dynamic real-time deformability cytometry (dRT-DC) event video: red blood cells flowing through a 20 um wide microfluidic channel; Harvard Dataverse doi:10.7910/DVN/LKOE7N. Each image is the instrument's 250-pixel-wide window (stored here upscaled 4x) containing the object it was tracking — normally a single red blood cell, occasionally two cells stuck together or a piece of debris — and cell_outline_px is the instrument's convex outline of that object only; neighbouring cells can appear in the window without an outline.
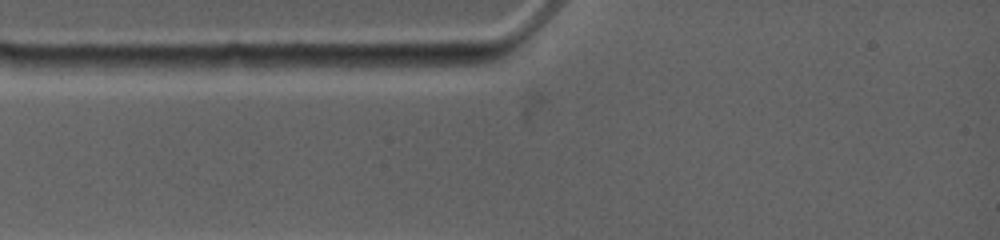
{"species": "common noctule bat (a hibernating species)", "species_latin": "Nyctalus noctula", "temperature_condition": "warm", "stored_images_in_passage": 6, "camera_frame_rate_fps": 4500, "um_per_image_px": 0.085, "animal": {"sex": "female", "body_mass_g": 19.0, "forearm_length_mm": 53.3}, "frame": {"image": 1, "passage_image": 2, "time_ms": 0.444, "image_size_px": [1000, 240], "cell_outline_px": [[408, 64], [392, 72], [320, 72], [284, 64], [296, 56], [392, 56]], "centroid_in_image_um": [29.55, 5.41], "position_along_channel_um": 55.5, "area_um2": 12.02}}